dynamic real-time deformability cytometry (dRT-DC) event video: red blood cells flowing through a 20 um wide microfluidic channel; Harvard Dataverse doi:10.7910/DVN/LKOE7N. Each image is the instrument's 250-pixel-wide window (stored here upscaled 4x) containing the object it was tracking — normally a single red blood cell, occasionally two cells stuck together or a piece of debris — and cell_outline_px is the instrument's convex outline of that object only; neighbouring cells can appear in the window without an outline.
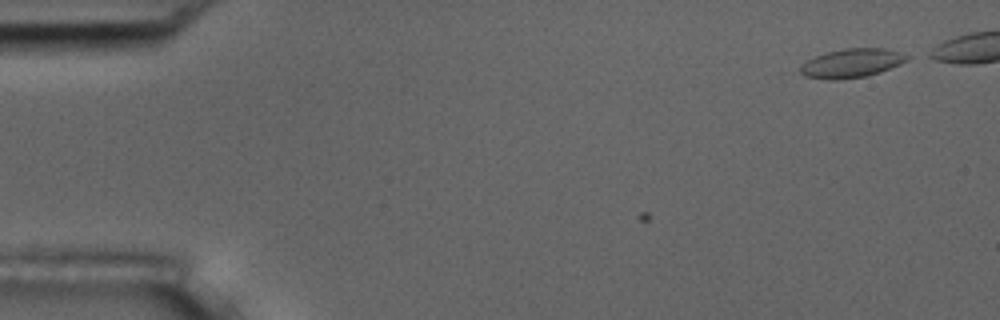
{"species": "common noctule bat (a hibernating species)", "species_latin": "Nyctalus noctula", "temperature_condition": "room temperature", "stored_images_in_passage": 2, "camera_frame_rate_fps": 3000, "um_per_image_px": 0.085, "animal": {"sex": "male", "body_mass_g": 17.5, "forearm_length_mm": 52.3}, "frame": {"image": 1, "passage_image": 2, "time_ms": 1.333, "image_size_px": [1000, 320], "cell_outline_px": [[912, 56], [908, 60], [900, 64], [880, 72], [868, 76], [836, 80], [828, 80], [804, 76], [796, 72], [800, 64], [816, 56], [828, 52], [844, 48], [884, 48], [900, 52]], "centroid_in_image_um": [72.36, 5.38], "position_along_channel_um": 12.6, "area_um2": 18.26}}